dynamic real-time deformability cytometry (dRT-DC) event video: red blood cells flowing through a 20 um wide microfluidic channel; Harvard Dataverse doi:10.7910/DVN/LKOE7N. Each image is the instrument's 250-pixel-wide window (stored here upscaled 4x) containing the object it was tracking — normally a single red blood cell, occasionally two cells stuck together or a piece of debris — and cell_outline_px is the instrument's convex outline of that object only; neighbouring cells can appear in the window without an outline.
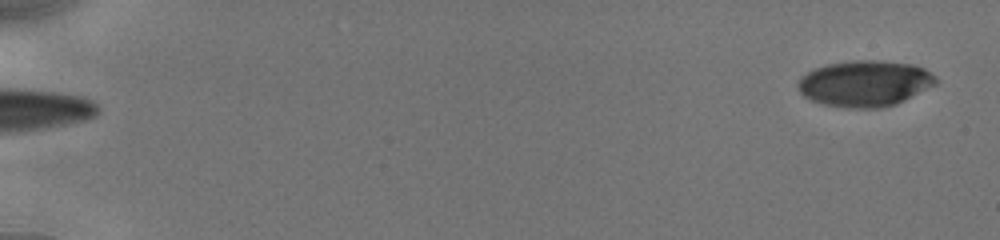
{"species": "human", "species_latin": "Homo sapiens", "temperature_condition": "cold", "stored_images_in_passage": 8, "segment_of_instrument_passage": [2, 2], "camera_frame_rate_fps": 3000, "um_per_image_px": 0.085, "donor": {"sex": "male"}, "frame": {"image": 1, "passage_image": 8, "time_ms": 6.0, "image_size_px": [1000, 240], "cell_outline_px": [[936, 84], [896, 104], [880, 108], [848, 108], [824, 104], [812, 100], [804, 96], [796, 88], [796, 84], [800, 76], [816, 68], [828, 64], [852, 60], [876, 60], [912, 64], [924, 68], [936, 76]], "centroid_in_image_um": [73.49, 7.09], "position_along_channel_um": 11.5, "area_um2": 36.99}}